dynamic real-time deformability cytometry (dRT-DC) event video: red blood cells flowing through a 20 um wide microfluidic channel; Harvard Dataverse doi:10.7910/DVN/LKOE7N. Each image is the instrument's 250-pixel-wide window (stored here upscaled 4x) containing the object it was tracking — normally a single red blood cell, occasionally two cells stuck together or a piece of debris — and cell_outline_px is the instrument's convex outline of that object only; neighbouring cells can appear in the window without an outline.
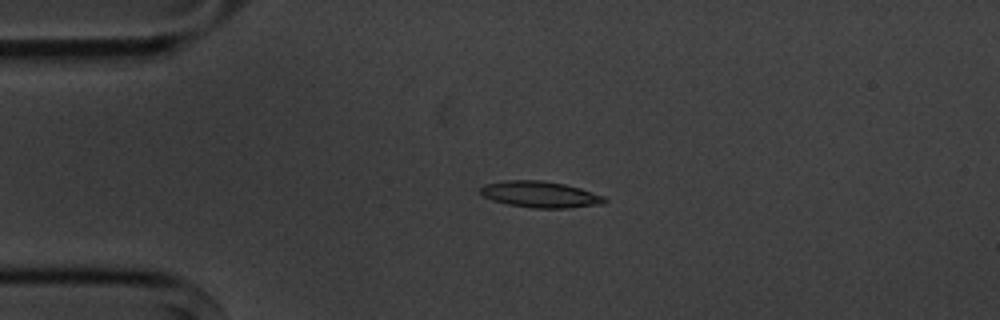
{"species": "common noctule bat (a hibernating species)", "species_latin": "Nyctalus noctula", "temperature_condition": "cold", "stored_images_in_passage": 4, "camera_frame_rate_fps": 3000, "um_per_image_px": 0.085, "animal": {"sex": "male", "body_mass_g": 20.1, "forearm_length_mm": 53.5}, "frame": {"image": 1, "passage_image": 4, "time_ms": 3.667, "image_size_px": [1000, 320], "cell_outline_px": [[608, 200], [604, 204], [568, 208], [532, 208], [508, 204], [492, 200], [484, 196], [480, 192], [480, 188], [484, 184], [508, 180], [544, 180], [564, 184], [580, 188], [604, 196]], "centroid_in_image_um": [45.94, 16.53], "position_along_channel_um": 39.1, "area_um2": 19.07}}